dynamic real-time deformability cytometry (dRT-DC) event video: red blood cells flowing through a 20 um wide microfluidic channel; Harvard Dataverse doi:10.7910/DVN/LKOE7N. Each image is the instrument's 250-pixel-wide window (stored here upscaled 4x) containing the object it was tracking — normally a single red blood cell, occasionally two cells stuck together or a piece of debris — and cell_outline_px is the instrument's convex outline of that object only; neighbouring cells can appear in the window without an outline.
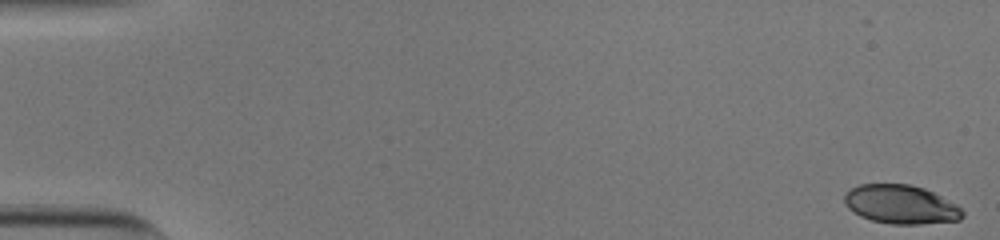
{"species": "human", "species_latin": "Homo sapiens", "temperature_condition": "cold", "stored_images_in_passage": 54, "camera_frame_rate_fps": 3000, "um_per_image_px": 0.085, "donor": {"sex": "male"}, "frame": {"image": 1, "passage_image": 1, "time_ms": 0.0, "image_size_px": [1000, 240], "cell_outline_px": [[964, 216], [960, 220], [920, 224], [892, 224], [872, 220], [860, 216], [852, 212], [844, 204], [844, 192], [860, 184], [908, 184], [924, 188], [956, 204], [964, 212]], "centroid_in_image_um": [76.54, 17.38], "position_along_channel_um": 8.5, "area_um2": 26.76}}
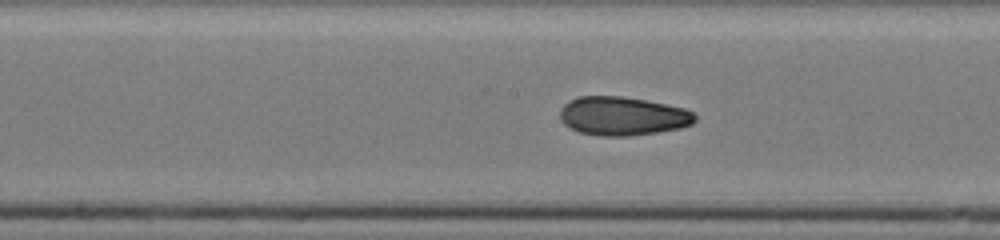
{"frame": {"image": 2, "passage_image": 29, "time_ms": 9.333, "image_size_px": [1000, 240], "cell_outline_px": [[696, 120], [692, 124], [680, 128], [656, 132], [628, 136], [596, 136], [580, 132], [568, 128], [560, 120], [560, 108], [568, 100], [580, 96], [624, 96], [684, 108], [692, 112], [696, 116]], "centroid_in_image_um": [52.87, 9.87], "position_along_channel_um": 195.3, "area_um2": 30.58}}
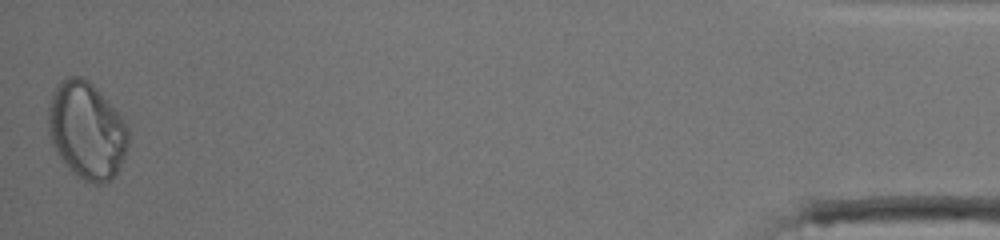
{"frame": {"image": 3, "passage_image": 54, "time_ms": 17.667, "image_size_px": [1000, 240], "cell_outline_px": [[128, 144], [124, 156], [116, 172], [108, 180], [100, 184], [92, 184], [84, 180], [68, 168], [56, 152], [48, 136], [48, 104], [52, 92], [60, 80], [68, 76], [80, 76], [88, 80], [100, 92], [128, 124]], "centroid_in_image_um": [7.34, 11.06], "position_along_channel_um": 427.9, "area_um2": 45.26}, "authors_computed_cell_mechanics": {"area_um2": 30.1427, "velocity_mm_per_s": 3.8133, "shape_relaxation_time_tau1_ms": 10.2343, "shape_relaxation_time_tau2_ms": 1.9959, "deformation_change_tau1": 0.2442, "deformation_change_tau2": 0.0701}}